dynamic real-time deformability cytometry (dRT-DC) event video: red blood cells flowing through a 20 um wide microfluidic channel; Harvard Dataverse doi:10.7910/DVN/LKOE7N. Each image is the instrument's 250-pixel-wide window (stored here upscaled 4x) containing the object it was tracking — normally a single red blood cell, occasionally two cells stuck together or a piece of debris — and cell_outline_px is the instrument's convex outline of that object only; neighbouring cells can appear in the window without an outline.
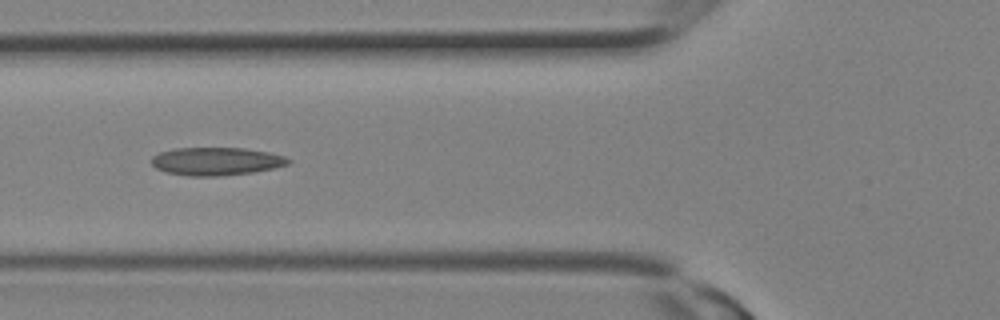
{"species": "Egyptian fruit bat (a non-hibernating species)", "species_latin": "Rousettus aegyptiacus", "temperature_condition": "room temperature", "stored_images_in_passage": 13, "camera_frame_rate_fps": 3000, "um_per_image_px": 0.085, "animal": {"sex": "female"}, "frame": {"image": 1, "passage_image": 10, "time_ms": 3.0, "image_size_px": [1000, 320], "cell_outline_px": [[292, 160], [288, 164], [272, 168], [252, 172], [216, 176], [188, 176], [168, 172], [156, 168], [152, 164], [152, 156], [160, 152], [172, 148], [244, 148], [268, 152], [284, 156]], "centroid_in_image_um": [18.36, 13.7], "position_along_channel_um": 107.4, "area_um2": 22.14}}
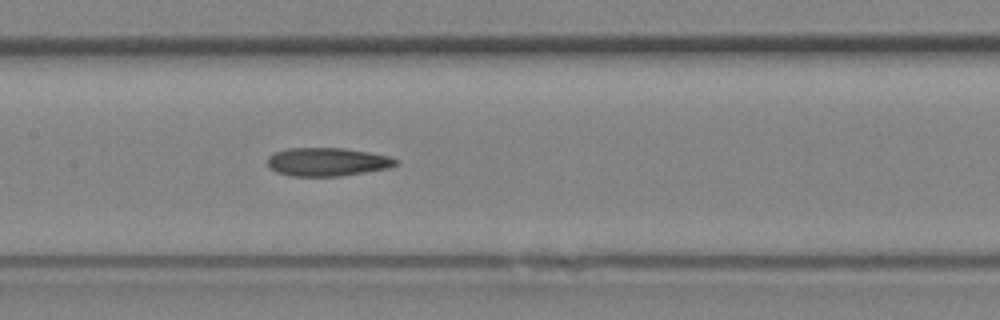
{"frame": {"image": 2, "passage_image": 13, "time_ms": 4.0, "image_size_px": [1000, 320], "cell_outline_px": [[400, 164], [388, 168], [340, 176], [292, 176], [276, 172], [268, 164], [268, 156], [276, 152], [288, 148], [344, 148], [368, 152], [388, 156], [400, 160]], "centroid_in_image_um": [27.85, 13.76], "position_along_channel_um": 179.5, "area_um2": 21.15}}